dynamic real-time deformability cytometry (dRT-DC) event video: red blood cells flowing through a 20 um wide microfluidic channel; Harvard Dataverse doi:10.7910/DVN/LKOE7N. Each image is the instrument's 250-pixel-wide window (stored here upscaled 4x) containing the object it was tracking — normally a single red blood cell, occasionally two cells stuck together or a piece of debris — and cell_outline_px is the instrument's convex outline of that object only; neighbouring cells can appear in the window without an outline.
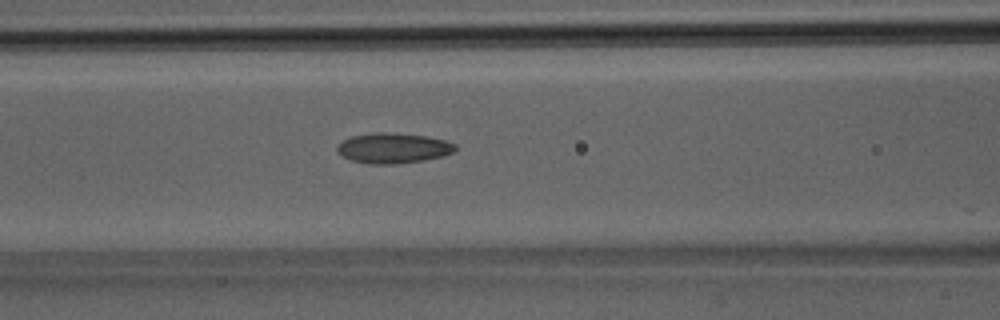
{"species": "Egyptian fruit bat (a non-hibernating species)", "species_latin": "Rousettus aegyptiacus", "temperature_condition": "room temperature", "stored_images_in_passage": 19, "camera_frame_rate_fps": 3000, "um_per_image_px": 0.085, "animal": {"sex": "male"}, "frame": {"image": 1, "passage_image": 13, "time_ms": 4.0, "image_size_px": [1000, 320], "cell_outline_px": [[456, 148], [452, 152], [444, 156], [424, 160], [396, 164], [372, 164], [352, 160], [336, 152], [336, 148], [344, 140], [352, 136], [376, 132], [384, 132], [424, 136], [444, 140], [456, 144]], "centroid_in_image_um": [33.43, 12.59], "position_along_channel_um": 133.2, "area_um2": 20.58}}